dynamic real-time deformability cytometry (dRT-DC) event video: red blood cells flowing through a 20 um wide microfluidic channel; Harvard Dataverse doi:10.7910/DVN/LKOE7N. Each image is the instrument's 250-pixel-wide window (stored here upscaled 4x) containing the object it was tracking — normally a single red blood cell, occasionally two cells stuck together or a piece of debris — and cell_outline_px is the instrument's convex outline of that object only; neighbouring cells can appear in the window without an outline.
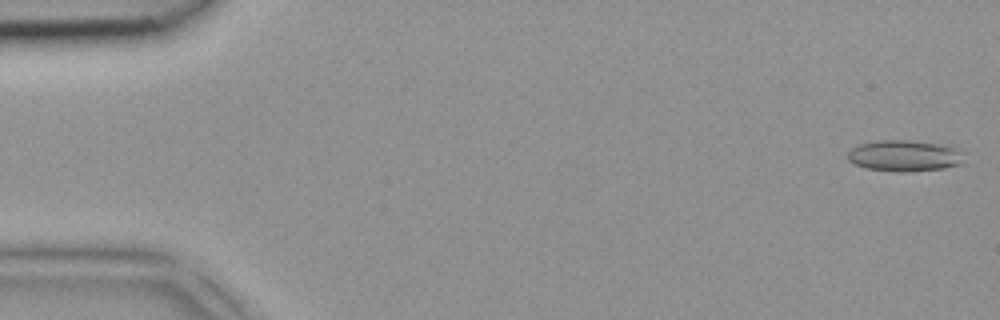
{"species": "common noctule bat (a hibernating species)", "species_latin": "Nyctalus noctula", "temperature_condition": "room temperature", "stored_images_in_passage": 5, "camera_frame_rate_fps": 3000, "um_per_image_px": 0.085, "animal": {"sex": "female", "body_mass_g": 18.4}, "frame": {"image": 1, "passage_image": 1, "time_ms": 0.0, "image_size_px": [1000, 320], "cell_outline_px": [[964, 164], [944, 168], [868, 168], [852, 164], [848, 160], [848, 152], [852, 148], [860, 144], [872, 140], [912, 140], [940, 144], [956, 148], [960, 152]], "centroid_in_image_um": [76.85, 13.17], "position_along_channel_um": 8.1, "area_um2": 20.06}}
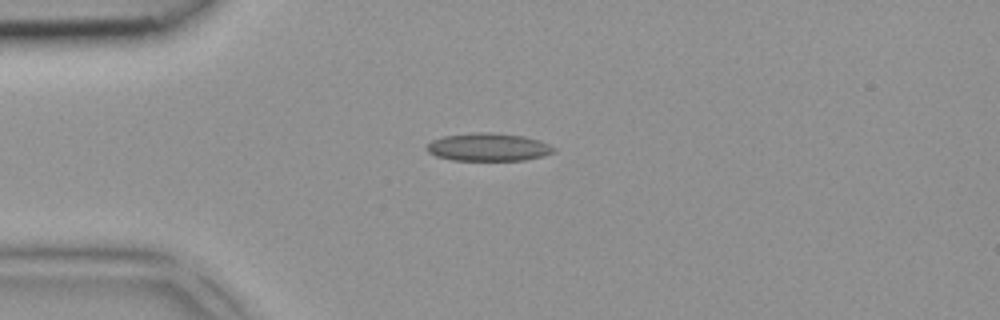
{"frame": {"image": 2, "passage_image": 4, "time_ms": 1.0, "image_size_px": [1000, 320], "cell_outline_px": [[556, 152], [544, 156], [524, 160], [452, 160], [436, 156], [428, 152], [424, 148], [432, 140], [444, 136], [472, 132], [492, 132], [524, 136], [540, 140], [556, 148]], "centroid_in_image_um": [41.52, 12.5], "position_along_channel_um": 43.5, "area_um2": 20.87}}